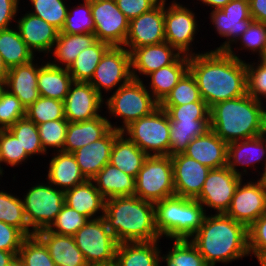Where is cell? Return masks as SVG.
I'll list each match as a JSON object with an SVG mask.
<instances>
[{
  "mask_svg": "<svg viewBox=\"0 0 266 266\" xmlns=\"http://www.w3.org/2000/svg\"><path fill=\"white\" fill-rule=\"evenodd\" d=\"M189 72L209 108L247 93L246 59L239 60L226 51L206 49L189 56Z\"/></svg>",
  "mask_w": 266,
  "mask_h": 266,
  "instance_id": "cell-1",
  "label": "cell"
},
{
  "mask_svg": "<svg viewBox=\"0 0 266 266\" xmlns=\"http://www.w3.org/2000/svg\"><path fill=\"white\" fill-rule=\"evenodd\" d=\"M208 265L227 264L250 257L248 228L226 214H206L200 229L189 239Z\"/></svg>",
  "mask_w": 266,
  "mask_h": 266,
  "instance_id": "cell-2",
  "label": "cell"
},
{
  "mask_svg": "<svg viewBox=\"0 0 266 266\" xmlns=\"http://www.w3.org/2000/svg\"><path fill=\"white\" fill-rule=\"evenodd\" d=\"M104 219L118 243L162 240L155 226L154 203L136 195L106 199Z\"/></svg>",
  "mask_w": 266,
  "mask_h": 266,
  "instance_id": "cell-3",
  "label": "cell"
},
{
  "mask_svg": "<svg viewBox=\"0 0 266 266\" xmlns=\"http://www.w3.org/2000/svg\"><path fill=\"white\" fill-rule=\"evenodd\" d=\"M265 128L263 103L247 93L210 108V129L227 144L260 136Z\"/></svg>",
  "mask_w": 266,
  "mask_h": 266,
  "instance_id": "cell-4",
  "label": "cell"
},
{
  "mask_svg": "<svg viewBox=\"0 0 266 266\" xmlns=\"http://www.w3.org/2000/svg\"><path fill=\"white\" fill-rule=\"evenodd\" d=\"M155 226L161 239H190L201 227L206 216L196 200L172 196L154 203Z\"/></svg>",
  "mask_w": 266,
  "mask_h": 266,
  "instance_id": "cell-5",
  "label": "cell"
},
{
  "mask_svg": "<svg viewBox=\"0 0 266 266\" xmlns=\"http://www.w3.org/2000/svg\"><path fill=\"white\" fill-rule=\"evenodd\" d=\"M158 106L159 103L146 89V83L135 79H131L104 99L105 114H108L106 116H108L110 126L119 131H122L131 122L149 115ZM114 118L117 121L121 120L122 125L121 123L117 125V122L112 123L111 120Z\"/></svg>",
  "mask_w": 266,
  "mask_h": 266,
  "instance_id": "cell-6",
  "label": "cell"
},
{
  "mask_svg": "<svg viewBox=\"0 0 266 266\" xmlns=\"http://www.w3.org/2000/svg\"><path fill=\"white\" fill-rule=\"evenodd\" d=\"M121 133L148 156H169L170 119L160 106L131 122Z\"/></svg>",
  "mask_w": 266,
  "mask_h": 266,
  "instance_id": "cell-7",
  "label": "cell"
},
{
  "mask_svg": "<svg viewBox=\"0 0 266 266\" xmlns=\"http://www.w3.org/2000/svg\"><path fill=\"white\" fill-rule=\"evenodd\" d=\"M43 180L33 182L34 185L31 183V187L21 197L26 221L35 234L48 229L65 204L64 191Z\"/></svg>",
  "mask_w": 266,
  "mask_h": 266,
  "instance_id": "cell-8",
  "label": "cell"
},
{
  "mask_svg": "<svg viewBox=\"0 0 266 266\" xmlns=\"http://www.w3.org/2000/svg\"><path fill=\"white\" fill-rule=\"evenodd\" d=\"M168 4L164 1L165 42L182 55L192 56L200 53V50L196 51L198 47L195 43L201 26L197 20V13L190 8V5L182 4L178 0H172Z\"/></svg>",
  "mask_w": 266,
  "mask_h": 266,
  "instance_id": "cell-9",
  "label": "cell"
},
{
  "mask_svg": "<svg viewBox=\"0 0 266 266\" xmlns=\"http://www.w3.org/2000/svg\"><path fill=\"white\" fill-rule=\"evenodd\" d=\"M135 195L156 203L175 196L171 156H148L135 178Z\"/></svg>",
  "mask_w": 266,
  "mask_h": 266,
  "instance_id": "cell-10",
  "label": "cell"
},
{
  "mask_svg": "<svg viewBox=\"0 0 266 266\" xmlns=\"http://www.w3.org/2000/svg\"><path fill=\"white\" fill-rule=\"evenodd\" d=\"M131 79V53L124 46H110L101 57L89 83L105 99L107 94L109 96L110 92H115Z\"/></svg>",
  "mask_w": 266,
  "mask_h": 266,
  "instance_id": "cell-11",
  "label": "cell"
},
{
  "mask_svg": "<svg viewBox=\"0 0 266 266\" xmlns=\"http://www.w3.org/2000/svg\"><path fill=\"white\" fill-rule=\"evenodd\" d=\"M73 238L88 265L115 259L119 243L110 232L104 217L90 219Z\"/></svg>",
  "mask_w": 266,
  "mask_h": 266,
  "instance_id": "cell-12",
  "label": "cell"
},
{
  "mask_svg": "<svg viewBox=\"0 0 266 266\" xmlns=\"http://www.w3.org/2000/svg\"><path fill=\"white\" fill-rule=\"evenodd\" d=\"M210 12L209 21L217 37L224 39L215 51H228L254 21L250 16L249 0H231L221 9Z\"/></svg>",
  "mask_w": 266,
  "mask_h": 266,
  "instance_id": "cell-13",
  "label": "cell"
},
{
  "mask_svg": "<svg viewBox=\"0 0 266 266\" xmlns=\"http://www.w3.org/2000/svg\"><path fill=\"white\" fill-rule=\"evenodd\" d=\"M255 179L244 178L239 183L225 213L247 228L266 214V178Z\"/></svg>",
  "mask_w": 266,
  "mask_h": 266,
  "instance_id": "cell-14",
  "label": "cell"
},
{
  "mask_svg": "<svg viewBox=\"0 0 266 266\" xmlns=\"http://www.w3.org/2000/svg\"><path fill=\"white\" fill-rule=\"evenodd\" d=\"M244 178L236 175L227 166L211 169L205 179L202 191L196 200L211 214H225L239 183ZM210 210V212H209Z\"/></svg>",
  "mask_w": 266,
  "mask_h": 266,
  "instance_id": "cell-15",
  "label": "cell"
},
{
  "mask_svg": "<svg viewBox=\"0 0 266 266\" xmlns=\"http://www.w3.org/2000/svg\"><path fill=\"white\" fill-rule=\"evenodd\" d=\"M97 40L110 46H124L129 31V20L120 11L115 0H91Z\"/></svg>",
  "mask_w": 266,
  "mask_h": 266,
  "instance_id": "cell-16",
  "label": "cell"
},
{
  "mask_svg": "<svg viewBox=\"0 0 266 266\" xmlns=\"http://www.w3.org/2000/svg\"><path fill=\"white\" fill-rule=\"evenodd\" d=\"M258 164V166H256ZM262 166L261 167H259ZM227 167L236 175L243 178L245 175L252 178H266V147L263 137L257 136L250 139L235 141L228 144ZM252 168V171L250 170ZM261 171H260V169ZM240 168V169H238ZM240 170V171H239ZM249 171V172H248ZM254 171V172H253ZM256 176H250L252 174Z\"/></svg>",
  "mask_w": 266,
  "mask_h": 266,
  "instance_id": "cell-17",
  "label": "cell"
},
{
  "mask_svg": "<svg viewBox=\"0 0 266 266\" xmlns=\"http://www.w3.org/2000/svg\"><path fill=\"white\" fill-rule=\"evenodd\" d=\"M165 42L164 1L129 21V31L124 47L131 53L145 45Z\"/></svg>",
  "mask_w": 266,
  "mask_h": 266,
  "instance_id": "cell-18",
  "label": "cell"
},
{
  "mask_svg": "<svg viewBox=\"0 0 266 266\" xmlns=\"http://www.w3.org/2000/svg\"><path fill=\"white\" fill-rule=\"evenodd\" d=\"M64 102V115L69 122H81L103 114L102 98L89 82H73Z\"/></svg>",
  "mask_w": 266,
  "mask_h": 266,
  "instance_id": "cell-19",
  "label": "cell"
},
{
  "mask_svg": "<svg viewBox=\"0 0 266 266\" xmlns=\"http://www.w3.org/2000/svg\"><path fill=\"white\" fill-rule=\"evenodd\" d=\"M23 9L21 12H26L17 15L18 20L15 22L20 37L36 57L37 54L41 55L40 57H48L59 31L43 19L27 12L25 7Z\"/></svg>",
  "mask_w": 266,
  "mask_h": 266,
  "instance_id": "cell-20",
  "label": "cell"
},
{
  "mask_svg": "<svg viewBox=\"0 0 266 266\" xmlns=\"http://www.w3.org/2000/svg\"><path fill=\"white\" fill-rule=\"evenodd\" d=\"M171 160L176 196L196 199L211 169L184 153L171 156Z\"/></svg>",
  "mask_w": 266,
  "mask_h": 266,
  "instance_id": "cell-21",
  "label": "cell"
},
{
  "mask_svg": "<svg viewBox=\"0 0 266 266\" xmlns=\"http://www.w3.org/2000/svg\"><path fill=\"white\" fill-rule=\"evenodd\" d=\"M180 55L168 42L136 48L131 52L132 79L144 81L148 74L172 64Z\"/></svg>",
  "mask_w": 266,
  "mask_h": 266,
  "instance_id": "cell-22",
  "label": "cell"
},
{
  "mask_svg": "<svg viewBox=\"0 0 266 266\" xmlns=\"http://www.w3.org/2000/svg\"><path fill=\"white\" fill-rule=\"evenodd\" d=\"M120 133L121 131L112 128L101 139L87 144L72 153L87 180H92L109 163L115 138Z\"/></svg>",
  "mask_w": 266,
  "mask_h": 266,
  "instance_id": "cell-23",
  "label": "cell"
},
{
  "mask_svg": "<svg viewBox=\"0 0 266 266\" xmlns=\"http://www.w3.org/2000/svg\"><path fill=\"white\" fill-rule=\"evenodd\" d=\"M38 71L39 57L29 63L9 69L5 89L15 95L25 109L40 97L37 87Z\"/></svg>",
  "mask_w": 266,
  "mask_h": 266,
  "instance_id": "cell-24",
  "label": "cell"
},
{
  "mask_svg": "<svg viewBox=\"0 0 266 266\" xmlns=\"http://www.w3.org/2000/svg\"><path fill=\"white\" fill-rule=\"evenodd\" d=\"M227 153L228 144L211 129L204 135L194 138L184 152L185 155L210 169L227 166Z\"/></svg>",
  "mask_w": 266,
  "mask_h": 266,
  "instance_id": "cell-25",
  "label": "cell"
},
{
  "mask_svg": "<svg viewBox=\"0 0 266 266\" xmlns=\"http://www.w3.org/2000/svg\"><path fill=\"white\" fill-rule=\"evenodd\" d=\"M48 154L52 157L44 178L54 187L66 191L87 181L72 153L59 151Z\"/></svg>",
  "mask_w": 266,
  "mask_h": 266,
  "instance_id": "cell-26",
  "label": "cell"
},
{
  "mask_svg": "<svg viewBox=\"0 0 266 266\" xmlns=\"http://www.w3.org/2000/svg\"><path fill=\"white\" fill-rule=\"evenodd\" d=\"M105 201L92 180L64 191V203L89 220L104 217Z\"/></svg>",
  "mask_w": 266,
  "mask_h": 266,
  "instance_id": "cell-27",
  "label": "cell"
},
{
  "mask_svg": "<svg viewBox=\"0 0 266 266\" xmlns=\"http://www.w3.org/2000/svg\"><path fill=\"white\" fill-rule=\"evenodd\" d=\"M100 114L90 120L69 122L63 151L73 153L83 146L104 137L112 128L107 116Z\"/></svg>",
  "mask_w": 266,
  "mask_h": 266,
  "instance_id": "cell-28",
  "label": "cell"
},
{
  "mask_svg": "<svg viewBox=\"0 0 266 266\" xmlns=\"http://www.w3.org/2000/svg\"><path fill=\"white\" fill-rule=\"evenodd\" d=\"M189 71V56L180 55L172 64L161 67L145 77L146 89L160 104L173 87Z\"/></svg>",
  "mask_w": 266,
  "mask_h": 266,
  "instance_id": "cell-29",
  "label": "cell"
},
{
  "mask_svg": "<svg viewBox=\"0 0 266 266\" xmlns=\"http://www.w3.org/2000/svg\"><path fill=\"white\" fill-rule=\"evenodd\" d=\"M36 235L47 247L56 266H88L73 236L55 234L48 229Z\"/></svg>",
  "mask_w": 266,
  "mask_h": 266,
  "instance_id": "cell-30",
  "label": "cell"
},
{
  "mask_svg": "<svg viewBox=\"0 0 266 266\" xmlns=\"http://www.w3.org/2000/svg\"><path fill=\"white\" fill-rule=\"evenodd\" d=\"M96 41V35L93 33H59L46 60H49L48 62L54 66L68 69L76 60L77 56L84 49L92 46Z\"/></svg>",
  "mask_w": 266,
  "mask_h": 266,
  "instance_id": "cell-31",
  "label": "cell"
},
{
  "mask_svg": "<svg viewBox=\"0 0 266 266\" xmlns=\"http://www.w3.org/2000/svg\"><path fill=\"white\" fill-rule=\"evenodd\" d=\"M159 244L160 240L119 243L115 260L119 266H162Z\"/></svg>",
  "mask_w": 266,
  "mask_h": 266,
  "instance_id": "cell-32",
  "label": "cell"
},
{
  "mask_svg": "<svg viewBox=\"0 0 266 266\" xmlns=\"http://www.w3.org/2000/svg\"><path fill=\"white\" fill-rule=\"evenodd\" d=\"M73 82L67 68L54 66L46 58L45 61L44 57L40 58L37 80L40 96L64 101Z\"/></svg>",
  "mask_w": 266,
  "mask_h": 266,
  "instance_id": "cell-33",
  "label": "cell"
},
{
  "mask_svg": "<svg viewBox=\"0 0 266 266\" xmlns=\"http://www.w3.org/2000/svg\"><path fill=\"white\" fill-rule=\"evenodd\" d=\"M105 199L135 195V178L108 163L92 179Z\"/></svg>",
  "mask_w": 266,
  "mask_h": 266,
  "instance_id": "cell-34",
  "label": "cell"
},
{
  "mask_svg": "<svg viewBox=\"0 0 266 266\" xmlns=\"http://www.w3.org/2000/svg\"><path fill=\"white\" fill-rule=\"evenodd\" d=\"M148 155L120 133L114 141L109 163L136 178Z\"/></svg>",
  "mask_w": 266,
  "mask_h": 266,
  "instance_id": "cell-35",
  "label": "cell"
},
{
  "mask_svg": "<svg viewBox=\"0 0 266 266\" xmlns=\"http://www.w3.org/2000/svg\"><path fill=\"white\" fill-rule=\"evenodd\" d=\"M0 55L9 69L29 63L36 57L15 26L0 30Z\"/></svg>",
  "mask_w": 266,
  "mask_h": 266,
  "instance_id": "cell-36",
  "label": "cell"
},
{
  "mask_svg": "<svg viewBox=\"0 0 266 266\" xmlns=\"http://www.w3.org/2000/svg\"><path fill=\"white\" fill-rule=\"evenodd\" d=\"M210 130V120H170L169 156L182 154L189 143L197 136Z\"/></svg>",
  "mask_w": 266,
  "mask_h": 266,
  "instance_id": "cell-37",
  "label": "cell"
},
{
  "mask_svg": "<svg viewBox=\"0 0 266 266\" xmlns=\"http://www.w3.org/2000/svg\"><path fill=\"white\" fill-rule=\"evenodd\" d=\"M109 47L108 43L97 40L92 46L84 49L68 68L73 81L89 82L101 57Z\"/></svg>",
  "mask_w": 266,
  "mask_h": 266,
  "instance_id": "cell-38",
  "label": "cell"
},
{
  "mask_svg": "<svg viewBox=\"0 0 266 266\" xmlns=\"http://www.w3.org/2000/svg\"><path fill=\"white\" fill-rule=\"evenodd\" d=\"M168 251L162 252L165 266H211L208 265L196 246L189 239H173Z\"/></svg>",
  "mask_w": 266,
  "mask_h": 266,
  "instance_id": "cell-39",
  "label": "cell"
},
{
  "mask_svg": "<svg viewBox=\"0 0 266 266\" xmlns=\"http://www.w3.org/2000/svg\"><path fill=\"white\" fill-rule=\"evenodd\" d=\"M234 48L237 51H235ZM238 51H241V53L242 51L244 53L249 51L248 54H256L257 56H254L255 58L262 59L266 54V23L253 21L249 25V28L236 41L235 45H233L227 52L231 56L243 60V57L237 53Z\"/></svg>",
  "mask_w": 266,
  "mask_h": 266,
  "instance_id": "cell-40",
  "label": "cell"
},
{
  "mask_svg": "<svg viewBox=\"0 0 266 266\" xmlns=\"http://www.w3.org/2000/svg\"><path fill=\"white\" fill-rule=\"evenodd\" d=\"M12 191L0 190V221L20 229L26 236L34 235L26 221L22 198Z\"/></svg>",
  "mask_w": 266,
  "mask_h": 266,
  "instance_id": "cell-41",
  "label": "cell"
},
{
  "mask_svg": "<svg viewBox=\"0 0 266 266\" xmlns=\"http://www.w3.org/2000/svg\"><path fill=\"white\" fill-rule=\"evenodd\" d=\"M8 130L15 135L22 146L25 149L26 154L32 159L41 155L46 157L40 137L37 125L28 119L26 116L19 119L14 125L10 126Z\"/></svg>",
  "mask_w": 266,
  "mask_h": 266,
  "instance_id": "cell-42",
  "label": "cell"
},
{
  "mask_svg": "<svg viewBox=\"0 0 266 266\" xmlns=\"http://www.w3.org/2000/svg\"><path fill=\"white\" fill-rule=\"evenodd\" d=\"M70 1L71 0H67ZM66 0H29L31 4L30 14L37 16L44 21L48 22L59 32H61L64 27L67 13H68V3Z\"/></svg>",
  "mask_w": 266,
  "mask_h": 266,
  "instance_id": "cell-43",
  "label": "cell"
},
{
  "mask_svg": "<svg viewBox=\"0 0 266 266\" xmlns=\"http://www.w3.org/2000/svg\"><path fill=\"white\" fill-rule=\"evenodd\" d=\"M77 6L68 7V13L64 27L59 33L83 34L93 33L95 25L91 14V0L77 2Z\"/></svg>",
  "mask_w": 266,
  "mask_h": 266,
  "instance_id": "cell-44",
  "label": "cell"
},
{
  "mask_svg": "<svg viewBox=\"0 0 266 266\" xmlns=\"http://www.w3.org/2000/svg\"><path fill=\"white\" fill-rule=\"evenodd\" d=\"M31 158L26 154L25 149H22L19 140L8 129H0V169L5 174L3 168L6 166L14 168L21 167ZM6 165L3 167V165Z\"/></svg>",
  "mask_w": 266,
  "mask_h": 266,
  "instance_id": "cell-45",
  "label": "cell"
},
{
  "mask_svg": "<svg viewBox=\"0 0 266 266\" xmlns=\"http://www.w3.org/2000/svg\"><path fill=\"white\" fill-rule=\"evenodd\" d=\"M17 257L23 266H56L47 247L36 234L24 239Z\"/></svg>",
  "mask_w": 266,
  "mask_h": 266,
  "instance_id": "cell-46",
  "label": "cell"
},
{
  "mask_svg": "<svg viewBox=\"0 0 266 266\" xmlns=\"http://www.w3.org/2000/svg\"><path fill=\"white\" fill-rule=\"evenodd\" d=\"M69 121L67 119L52 120L37 125L39 137L45 153L63 151Z\"/></svg>",
  "mask_w": 266,
  "mask_h": 266,
  "instance_id": "cell-47",
  "label": "cell"
},
{
  "mask_svg": "<svg viewBox=\"0 0 266 266\" xmlns=\"http://www.w3.org/2000/svg\"><path fill=\"white\" fill-rule=\"evenodd\" d=\"M26 117L36 125L52 120L66 119L64 115V102L40 96L26 109Z\"/></svg>",
  "mask_w": 266,
  "mask_h": 266,
  "instance_id": "cell-48",
  "label": "cell"
},
{
  "mask_svg": "<svg viewBox=\"0 0 266 266\" xmlns=\"http://www.w3.org/2000/svg\"><path fill=\"white\" fill-rule=\"evenodd\" d=\"M204 101L195 78L188 71L159 105H184Z\"/></svg>",
  "mask_w": 266,
  "mask_h": 266,
  "instance_id": "cell-49",
  "label": "cell"
},
{
  "mask_svg": "<svg viewBox=\"0 0 266 266\" xmlns=\"http://www.w3.org/2000/svg\"><path fill=\"white\" fill-rule=\"evenodd\" d=\"M256 61V62H255ZM247 94L255 100L266 99V62L262 59L246 61Z\"/></svg>",
  "mask_w": 266,
  "mask_h": 266,
  "instance_id": "cell-50",
  "label": "cell"
},
{
  "mask_svg": "<svg viewBox=\"0 0 266 266\" xmlns=\"http://www.w3.org/2000/svg\"><path fill=\"white\" fill-rule=\"evenodd\" d=\"M88 221L86 216L64 204L48 230L59 235L73 236Z\"/></svg>",
  "mask_w": 266,
  "mask_h": 266,
  "instance_id": "cell-51",
  "label": "cell"
},
{
  "mask_svg": "<svg viewBox=\"0 0 266 266\" xmlns=\"http://www.w3.org/2000/svg\"><path fill=\"white\" fill-rule=\"evenodd\" d=\"M159 106L166 111L170 120H210V108L205 101H195L184 105Z\"/></svg>",
  "mask_w": 266,
  "mask_h": 266,
  "instance_id": "cell-52",
  "label": "cell"
},
{
  "mask_svg": "<svg viewBox=\"0 0 266 266\" xmlns=\"http://www.w3.org/2000/svg\"><path fill=\"white\" fill-rule=\"evenodd\" d=\"M25 116V107L15 95L4 88L0 94V129H8Z\"/></svg>",
  "mask_w": 266,
  "mask_h": 266,
  "instance_id": "cell-53",
  "label": "cell"
},
{
  "mask_svg": "<svg viewBox=\"0 0 266 266\" xmlns=\"http://www.w3.org/2000/svg\"><path fill=\"white\" fill-rule=\"evenodd\" d=\"M248 249L250 257L256 260L266 254V214L248 227Z\"/></svg>",
  "mask_w": 266,
  "mask_h": 266,
  "instance_id": "cell-54",
  "label": "cell"
},
{
  "mask_svg": "<svg viewBox=\"0 0 266 266\" xmlns=\"http://www.w3.org/2000/svg\"><path fill=\"white\" fill-rule=\"evenodd\" d=\"M26 237L20 229L0 221V250L19 252Z\"/></svg>",
  "mask_w": 266,
  "mask_h": 266,
  "instance_id": "cell-55",
  "label": "cell"
},
{
  "mask_svg": "<svg viewBox=\"0 0 266 266\" xmlns=\"http://www.w3.org/2000/svg\"><path fill=\"white\" fill-rule=\"evenodd\" d=\"M161 0H115L120 11L130 21L154 8Z\"/></svg>",
  "mask_w": 266,
  "mask_h": 266,
  "instance_id": "cell-56",
  "label": "cell"
},
{
  "mask_svg": "<svg viewBox=\"0 0 266 266\" xmlns=\"http://www.w3.org/2000/svg\"><path fill=\"white\" fill-rule=\"evenodd\" d=\"M20 3V0H0V30L15 26L17 15L21 13Z\"/></svg>",
  "mask_w": 266,
  "mask_h": 266,
  "instance_id": "cell-57",
  "label": "cell"
},
{
  "mask_svg": "<svg viewBox=\"0 0 266 266\" xmlns=\"http://www.w3.org/2000/svg\"><path fill=\"white\" fill-rule=\"evenodd\" d=\"M249 7L254 21L266 23V0H249Z\"/></svg>",
  "mask_w": 266,
  "mask_h": 266,
  "instance_id": "cell-58",
  "label": "cell"
},
{
  "mask_svg": "<svg viewBox=\"0 0 266 266\" xmlns=\"http://www.w3.org/2000/svg\"><path fill=\"white\" fill-rule=\"evenodd\" d=\"M196 3H201L203 6L205 5L208 9L216 10L223 8L226 4H228L231 0H196Z\"/></svg>",
  "mask_w": 266,
  "mask_h": 266,
  "instance_id": "cell-59",
  "label": "cell"
},
{
  "mask_svg": "<svg viewBox=\"0 0 266 266\" xmlns=\"http://www.w3.org/2000/svg\"><path fill=\"white\" fill-rule=\"evenodd\" d=\"M18 252L0 250V266H9L17 257Z\"/></svg>",
  "mask_w": 266,
  "mask_h": 266,
  "instance_id": "cell-60",
  "label": "cell"
},
{
  "mask_svg": "<svg viewBox=\"0 0 266 266\" xmlns=\"http://www.w3.org/2000/svg\"><path fill=\"white\" fill-rule=\"evenodd\" d=\"M8 72H9V68L3 62L2 57L0 55V82L1 83L6 82Z\"/></svg>",
  "mask_w": 266,
  "mask_h": 266,
  "instance_id": "cell-61",
  "label": "cell"
},
{
  "mask_svg": "<svg viewBox=\"0 0 266 266\" xmlns=\"http://www.w3.org/2000/svg\"><path fill=\"white\" fill-rule=\"evenodd\" d=\"M88 266H119L117 261L114 259L113 261L106 262V263H96V264H91Z\"/></svg>",
  "mask_w": 266,
  "mask_h": 266,
  "instance_id": "cell-62",
  "label": "cell"
},
{
  "mask_svg": "<svg viewBox=\"0 0 266 266\" xmlns=\"http://www.w3.org/2000/svg\"><path fill=\"white\" fill-rule=\"evenodd\" d=\"M257 261L259 266H266V254H263Z\"/></svg>",
  "mask_w": 266,
  "mask_h": 266,
  "instance_id": "cell-63",
  "label": "cell"
},
{
  "mask_svg": "<svg viewBox=\"0 0 266 266\" xmlns=\"http://www.w3.org/2000/svg\"><path fill=\"white\" fill-rule=\"evenodd\" d=\"M9 266H23V263L16 257V259Z\"/></svg>",
  "mask_w": 266,
  "mask_h": 266,
  "instance_id": "cell-64",
  "label": "cell"
},
{
  "mask_svg": "<svg viewBox=\"0 0 266 266\" xmlns=\"http://www.w3.org/2000/svg\"><path fill=\"white\" fill-rule=\"evenodd\" d=\"M261 136L263 137V140H264V143H265V147H266V128L264 129V131L261 134Z\"/></svg>",
  "mask_w": 266,
  "mask_h": 266,
  "instance_id": "cell-65",
  "label": "cell"
},
{
  "mask_svg": "<svg viewBox=\"0 0 266 266\" xmlns=\"http://www.w3.org/2000/svg\"><path fill=\"white\" fill-rule=\"evenodd\" d=\"M4 88H5V83H1L0 82V94L3 91Z\"/></svg>",
  "mask_w": 266,
  "mask_h": 266,
  "instance_id": "cell-66",
  "label": "cell"
},
{
  "mask_svg": "<svg viewBox=\"0 0 266 266\" xmlns=\"http://www.w3.org/2000/svg\"><path fill=\"white\" fill-rule=\"evenodd\" d=\"M3 176H4V173L1 171V169H0V180L2 181V178H3ZM1 181H0V183H1ZM0 186H1V184H0Z\"/></svg>",
  "mask_w": 266,
  "mask_h": 266,
  "instance_id": "cell-67",
  "label": "cell"
},
{
  "mask_svg": "<svg viewBox=\"0 0 266 266\" xmlns=\"http://www.w3.org/2000/svg\"><path fill=\"white\" fill-rule=\"evenodd\" d=\"M265 102H266V99L262 102L263 103V107H264V111H265V115H266V105H265L266 103Z\"/></svg>",
  "mask_w": 266,
  "mask_h": 266,
  "instance_id": "cell-68",
  "label": "cell"
},
{
  "mask_svg": "<svg viewBox=\"0 0 266 266\" xmlns=\"http://www.w3.org/2000/svg\"><path fill=\"white\" fill-rule=\"evenodd\" d=\"M262 60L266 62V54L264 55V57L262 58Z\"/></svg>",
  "mask_w": 266,
  "mask_h": 266,
  "instance_id": "cell-69",
  "label": "cell"
}]
</instances>
